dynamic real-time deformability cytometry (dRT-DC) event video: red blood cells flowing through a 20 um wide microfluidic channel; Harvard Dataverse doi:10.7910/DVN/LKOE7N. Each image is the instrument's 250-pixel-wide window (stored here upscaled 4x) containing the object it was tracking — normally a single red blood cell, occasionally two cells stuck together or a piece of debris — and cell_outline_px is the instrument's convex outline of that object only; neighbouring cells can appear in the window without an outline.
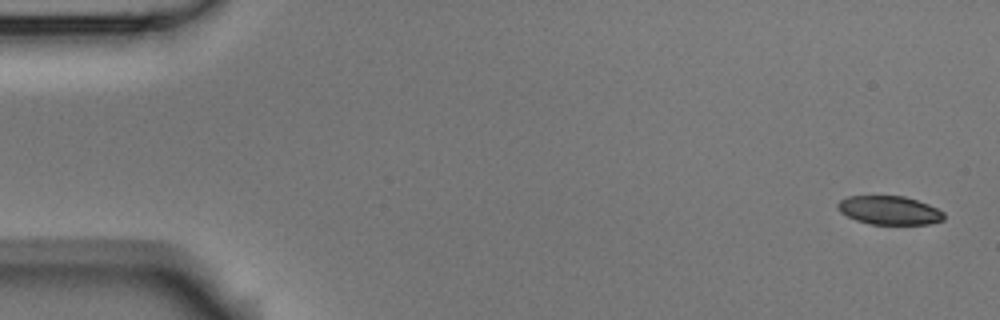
{"species": "Egyptian fruit bat (a non-hibernating species)", "species_latin": "Rousettus aegyptiacus", "temperature_condition": "room temperature", "stored_images_in_passage": 4, "camera_frame_rate_fps": 3000, "um_per_image_px": 0.085, "animal": {"sex": "male"}, "frame": {"image": 1, "passage_image": 1, "time_ms": 0.0, "image_size_px": [1000, 320], "cell_outline_px": [[944, 220], [928, 224], [868, 224], [856, 220], [840, 212], [836, 208], [836, 204], [840, 200], [848, 196], [904, 196], [928, 204], [944, 212]], "centroid_in_image_um": [75.57, 17.87], "position_along_channel_um": 9.4, "area_um2": 17.74}}
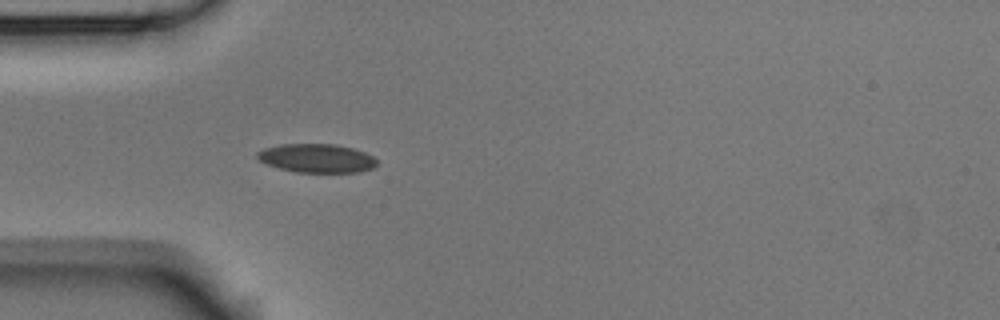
{"frame": {"image": 2, "passage_image": 4, "time_ms": 1.0, "image_size_px": [1000, 320], "cell_outline_px": [[376, 164], [372, 168], [360, 172], [296, 172], [280, 168], [268, 164], [260, 160], [256, 156], [256, 152], [264, 148], [280, 144], [336, 144], [352, 148], [364, 152], [372, 156], [376, 160]], "centroid_in_image_um": [26.91, 13.44], "position_along_channel_um": 58.1, "area_um2": 19.88}}